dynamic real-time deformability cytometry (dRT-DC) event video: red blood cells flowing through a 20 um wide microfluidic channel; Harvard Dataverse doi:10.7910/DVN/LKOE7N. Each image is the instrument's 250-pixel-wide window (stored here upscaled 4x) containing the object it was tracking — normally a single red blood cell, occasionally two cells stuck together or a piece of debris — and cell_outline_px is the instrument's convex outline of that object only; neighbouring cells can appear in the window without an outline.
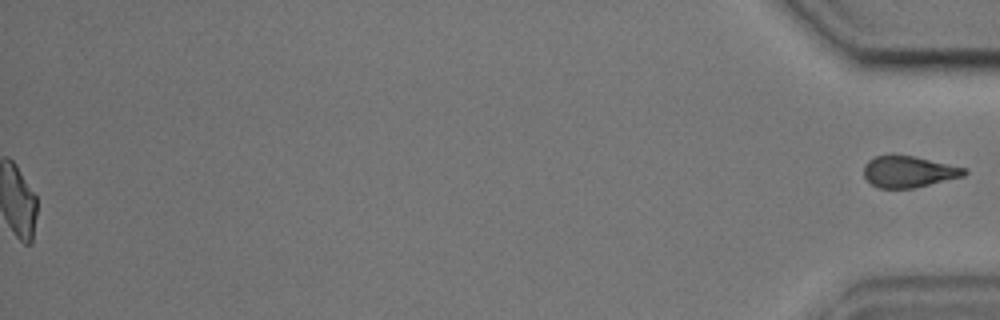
{"species": "common noctule bat (a hibernating species)", "species_latin": "Nyctalus noctula", "temperature_condition": "cold", "stored_images_in_passage": 52, "segment_of_instrument_passage": [2, 2], "camera_frame_rate_fps": 3000, "um_per_image_px": 0.085, "animal": {"sex": "male", "body_mass_g": 17.9, "forearm_length_mm": 54.2}, "frame": {"image": 1, "passage_image": 52, "time_ms": 17.0, "image_size_px": [1000, 320], "cell_outline_px": [[968, 172], [964, 176], [916, 188], [880, 188], [872, 184], [864, 176], [864, 164], [868, 160], [876, 156], [916, 156], [968, 168]], "centroid_in_image_um": [77.29, 14.6], "position_along_channel_um": 357.9, "area_um2": 18.44}}